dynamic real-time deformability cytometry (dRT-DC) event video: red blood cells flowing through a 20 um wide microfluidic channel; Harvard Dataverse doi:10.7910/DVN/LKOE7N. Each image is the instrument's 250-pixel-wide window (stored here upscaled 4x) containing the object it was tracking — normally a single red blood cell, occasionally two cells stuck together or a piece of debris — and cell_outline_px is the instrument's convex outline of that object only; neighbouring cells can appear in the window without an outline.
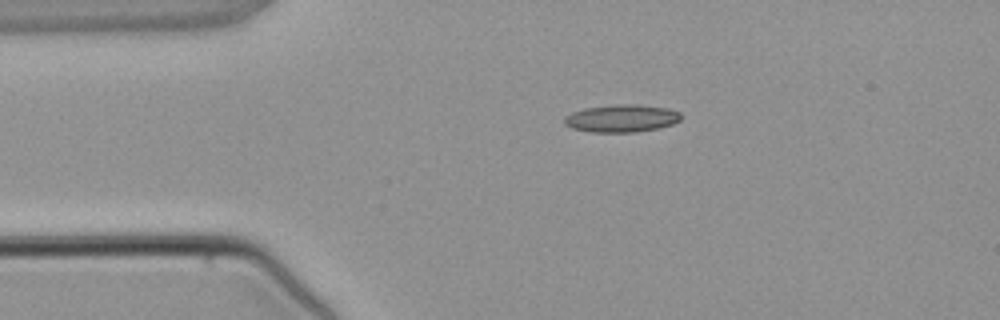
{"species": "common noctule bat (a hibernating species)", "species_latin": "Nyctalus noctula", "temperature_condition": "warm", "stored_images_in_passage": 2, "camera_frame_rate_fps": 3000, "um_per_image_px": 0.085, "animal": {"sex": "male", "body_mass_g": 21.5, "forearm_length_mm": 52.0}, "frame": {"image": 1, "passage_image": 1, "time_ms": 0.0, "image_size_px": [1000, 320], "cell_outline_px": [[680, 120], [672, 124], [660, 128], [636, 132], [592, 132], [572, 128], [564, 124], [564, 116], [572, 112], [584, 108], [616, 104], [636, 104], [668, 108], [680, 112]], "centroid_in_image_um": [52.82, 10.06], "position_along_channel_um": 32.2, "area_um2": 18.84}}